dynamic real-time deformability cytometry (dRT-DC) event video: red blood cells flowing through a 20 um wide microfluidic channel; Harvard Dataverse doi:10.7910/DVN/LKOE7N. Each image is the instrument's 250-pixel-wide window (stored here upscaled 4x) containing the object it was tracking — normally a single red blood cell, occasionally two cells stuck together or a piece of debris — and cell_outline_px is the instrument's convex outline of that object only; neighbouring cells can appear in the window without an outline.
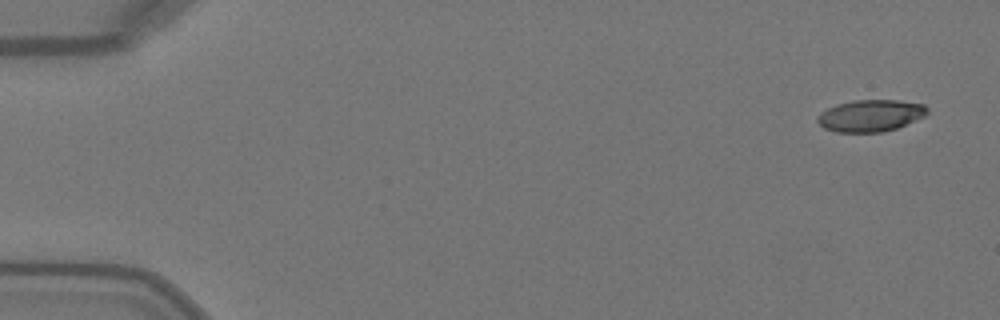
{"species": "Egyptian fruit bat (a non-hibernating species)", "species_latin": "Rousettus aegyptiacus", "temperature_condition": "warm", "stored_images_in_passage": 12, "camera_frame_rate_fps": 3000, "um_per_image_px": 0.085, "animal": {"sex": "female"}, "frame": {"image": 1, "passage_image": 1, "time_ms": 0.0, "image_size_px": [1000, 320], "cell_outline_px": [[928, 112], [924, 116], [916, 120], [896, 128], [884, 132], [836, 132], [824, 128], [816, 120], [816, 116], [820, 112], [836, 104], [852, 100], [900, 100], [924, 104], [928, 108]], "centroid_in_image_um": [73.98, 9.82], "position_along_channel_um": 11.0, "area_um2": 20.52}}